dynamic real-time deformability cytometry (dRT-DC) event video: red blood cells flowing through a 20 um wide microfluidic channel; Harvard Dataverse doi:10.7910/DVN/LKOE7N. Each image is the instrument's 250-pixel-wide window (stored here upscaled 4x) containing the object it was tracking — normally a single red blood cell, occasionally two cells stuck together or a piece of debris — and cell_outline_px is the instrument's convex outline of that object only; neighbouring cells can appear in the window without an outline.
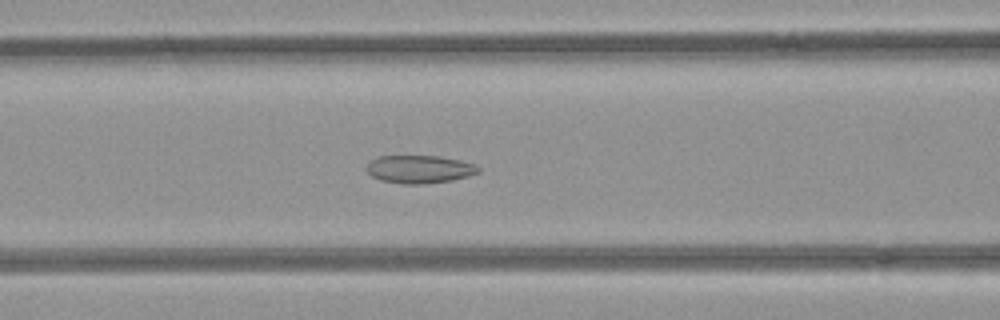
{"species": "common noctule bat (a hibernating species)", "species_latin": "Nyctalus noctula", "temperature_condition": "room temperature", "stored_images_in_passage": 38, "camera_frame_rate_fps": 3000, "um_per_image_px": 0.085, "animal": {"sex": "female", "body_mass_g": 21.9}, "frame": {"image": 1, "passage_image": 6, "time_ms": 1.667, "image_size_px": [1000, 320], "cell_outline_px": [[480, 172], [468, 176], [452, 180], [424, 184], [404, 184], [380, 180], [372, 176], [364, 168], [372, 160], [380, 156], [440, 156], [460, 160], [476, 164], [480, 168]], "centroid_in_image_um": [35.67, 14.38], "position_along_channel_um": 130.9, "area_um2": 18.26}}
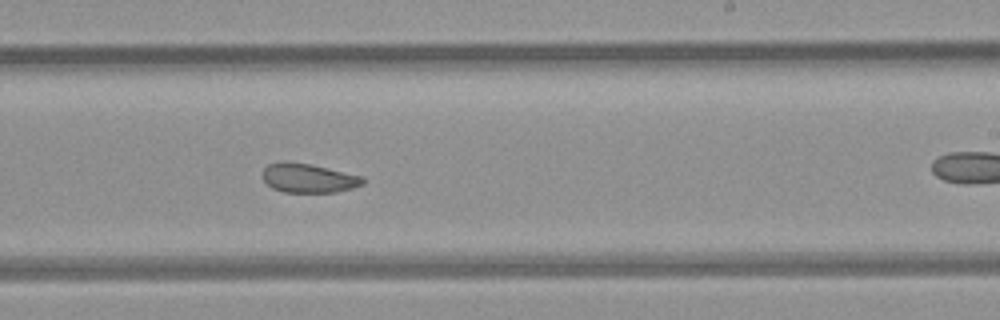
{"frame": {"image": 2, "passage_image": 16, "time_ms": 5.0, "image_size_px": [1000, 320], "cell_outline_px": [[364, 184], [352, 188], [336, 192], [284, 192], [272, 188], [260, 176], [264, 168], [268, 164], [276, 160], [288, 160], [312, 164], [364, 176]], "centroid_in_image_um": [26.18, 15.1], "position_along_channel_um": 262.8, "area_um2": 17.51}}
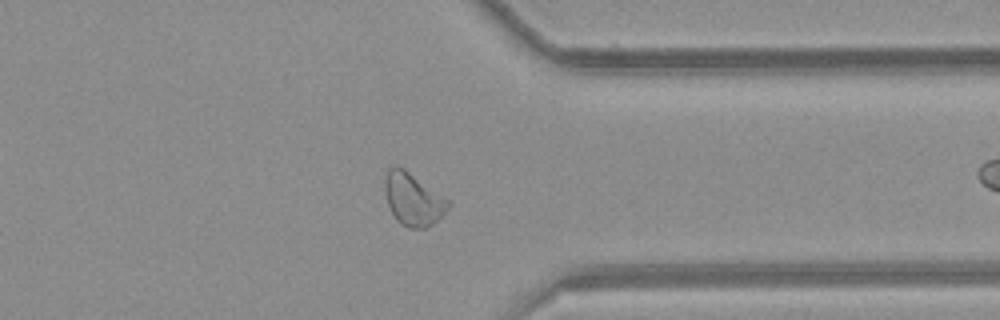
{"frame": {"image": 3, "passage_image": 25, "time_ms": 8.0, "image_size_px": [1000, 320], "cell_outline_px": [[452, 204], [432, 224], [424, 228], [408, 228], [400, 224], [396, 220], [388, 204], [384, 188], [384, 184], [388, 168], [396, 164], [404, 168], [452, 200]], "centroid_in_image_um": [35.13, 16.91], "position_along_channel_um": 376.3, "area_um2": 19.65}, "authors_computed_cell_mechanics": {"area_um2": 18.496, "velocity_mm_per_s": 3.9635, "shape_relaxation_time_tau1_ms": null, "shape_relaxation_time_tau2_ms": 1.5344, "deformation_change_tau1": null, "deformation_change_tau2": 0.0688}}